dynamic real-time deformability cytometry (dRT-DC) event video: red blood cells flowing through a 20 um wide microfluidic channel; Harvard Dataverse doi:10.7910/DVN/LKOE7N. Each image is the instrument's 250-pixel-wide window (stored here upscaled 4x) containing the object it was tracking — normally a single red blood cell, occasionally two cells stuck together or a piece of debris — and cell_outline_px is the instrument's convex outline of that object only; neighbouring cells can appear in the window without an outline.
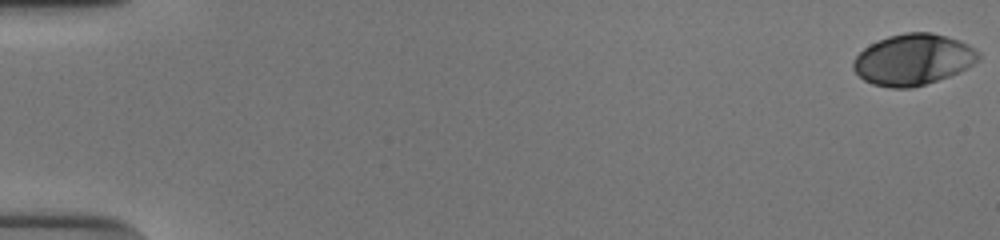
{"species": "human", "species_latin": "Homo sapiens", "temperature_condition": "cold", "stored_images_in_passage": 54, "camera_frame_rate_fps": 3000, "um_per_image_px": 0.085, "donor": {"sex": "male"}, "frame": {"image": 1, "passage_image": 1, "time_ms": 0.0, "image_size_px": [1000, 240], "cell_outline_px": [[980, 60], [948, 76], [912, 88], [892, 88], [872, 84], [864, 80], [852, 68], [852, 60], [864, 48], [888, 36], [904, 32], [932, 32], [960, 40], [968, 44], [980, 52]], "centroid_in_image_um": [77.61, 5.05], "position_along_channel_um": 7.4, "area_um2": 37.11}}
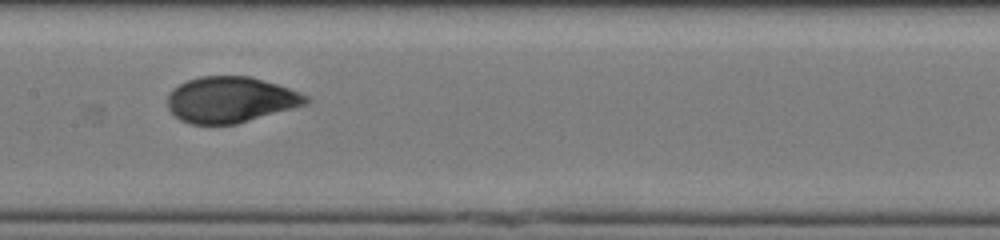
{"frame": {"image": 2, "passage_image": 29, "time_ms": 9.333, "image_size_px": [1000, 240], "cell_outline_px": [[312, 100], [308, 104], [236, 124], [192, 124], [180, 120], [168, 108], [168, 96], [172, 88], [188, 80], [200, 76], [252, 76], [288, 88], [308, 96]], "centroid_in_image_um": [19.61, 8.47], "position_along_channel_um": 187.8, "area_um2": 36.99}}
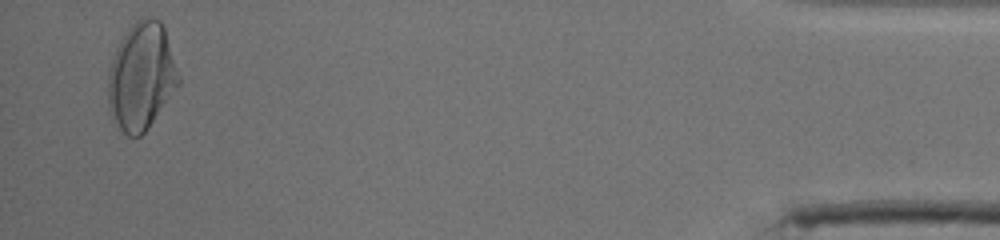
{"frame": {"image": 3, "passage_image": 53, "time_ms": 17.333, "image_size_px": [1000, 240], "cell_outline_px": [[180, 84], [148, 128], [140, 136], [128, 136], [112, 124], [108, 108], [108, 72], [116, 48], [124, 32], [136, 20], [144, 16], [152, 16], [160, 20], [164, 28], [180, 80]], "centroid_in_image_um": [11.98, 6.51], "position_along_channel_um": 423.2, "area_um2": 44.33}, "authors_computed_cell_mechanics": {"area_um2": 37.1943, "velocity_mm_per_s": 3.8513, "shape_relaxation_time_tau1_ms": 4.6631, "shape_relaxation_time_tau2_ms": 0.7393, "deformation_change_tau1": 0.181, "deformation_change_tau2": 0.0397}}